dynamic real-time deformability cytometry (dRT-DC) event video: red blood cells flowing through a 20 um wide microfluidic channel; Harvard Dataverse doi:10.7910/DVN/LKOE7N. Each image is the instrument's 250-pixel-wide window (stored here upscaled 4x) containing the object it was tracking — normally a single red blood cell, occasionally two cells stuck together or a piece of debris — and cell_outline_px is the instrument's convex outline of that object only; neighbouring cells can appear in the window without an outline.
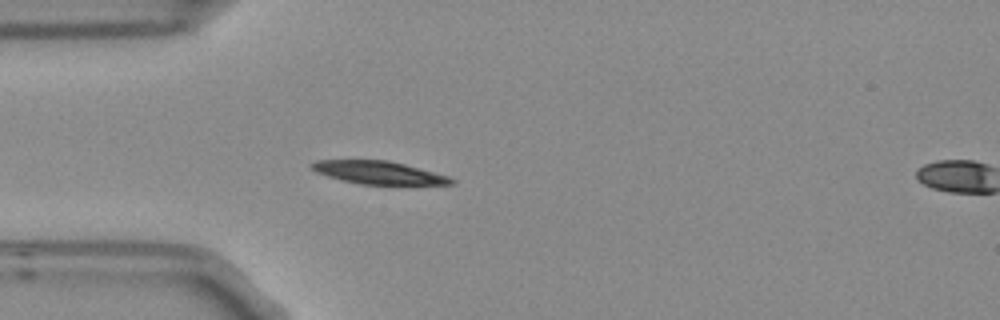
{"species": "Egyptian fruit bat (a non-hibernating species)", "species_latin": "Rousettus aegyptiacus", "temperature_condition": "room temperature", "stored_images_in_passage": 5, "segment_of_instrument_passage": [1, 2], "camera_frame_rate_fps": 3000, "um_per_image_px": 0.085, "frame": {"image": 1, "passage_image": 4, "time_ms": 1.0, "image_size_px": [1000, 320], "cell_outline_px": [[456, 180], [452, 184], [360, 184], [328, 176], [316, 172], [308, 164], [316, 160], [388, 160], [404, 164], [448, 176]], "centroid_in_image_um": [32.15, 14.66], "position_along_channel_um": 52.9, "area_um2": 18.32}}